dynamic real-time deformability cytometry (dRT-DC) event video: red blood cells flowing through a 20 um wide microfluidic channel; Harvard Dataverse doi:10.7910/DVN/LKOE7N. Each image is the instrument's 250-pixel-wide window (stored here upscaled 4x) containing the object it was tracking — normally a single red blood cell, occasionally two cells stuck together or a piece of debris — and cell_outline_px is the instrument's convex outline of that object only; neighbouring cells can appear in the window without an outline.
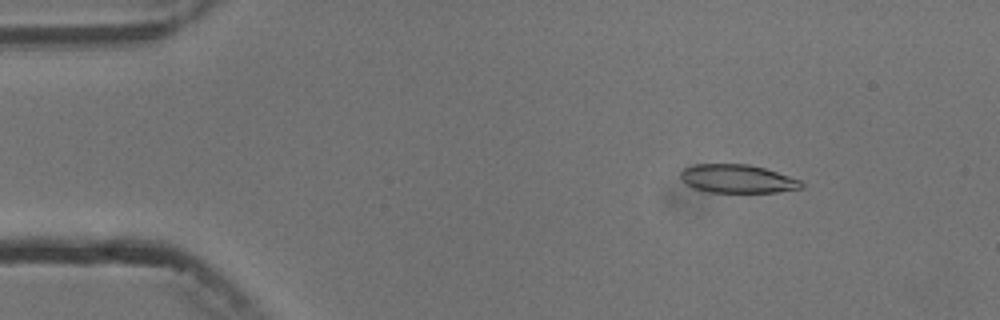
{"species": "common noctule bat (a hibernating species)", "species_latin": "Nyctalus noctula", "temperature_condition": "cold", "stored_images_in_passage": 3, "camera_frame_rate_fps": 3000, "um_per_image_px": 0.085, "animal": {"sex": "male", "body_mass_g": 13.3}, "frame": {"image": 1, "passage_image": 1, "time_ms": 0.0, "image_size_px": [1000, 320], "cell_outline_px": [[804, 188], [776, 192], [708, 192], [692, 188], [684, 184], [680, 180], [680, 172], [684, 168], [696, 164], [748, 164], [764, 168], [800, 180], [804, 184]], "centroid_in_image_um": [62.63, 15.2], "position_along_channel_um": 22.4, "area_um2": 20.11}}
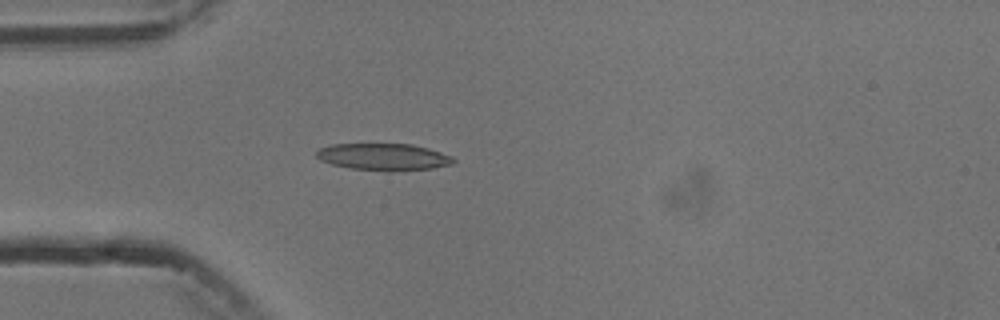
{"frame": {"image": 2, "passage_image": 3, "time_ms": 2.667, "image_size_px": [1000, 320], "cell_outline_px": [[456, 160], [452, 164], [432, 168], [388, 172], [352, 168], [332, 164], [320, 160], [316, 156], [316, 152], [320, 148], [332, 144], [412, 144], [428, 148], [452, 156]], "centroid_in_image_um": [32.61, 13.34], "position_along_channel_um": 52.4, "area_um2": 21.5}}